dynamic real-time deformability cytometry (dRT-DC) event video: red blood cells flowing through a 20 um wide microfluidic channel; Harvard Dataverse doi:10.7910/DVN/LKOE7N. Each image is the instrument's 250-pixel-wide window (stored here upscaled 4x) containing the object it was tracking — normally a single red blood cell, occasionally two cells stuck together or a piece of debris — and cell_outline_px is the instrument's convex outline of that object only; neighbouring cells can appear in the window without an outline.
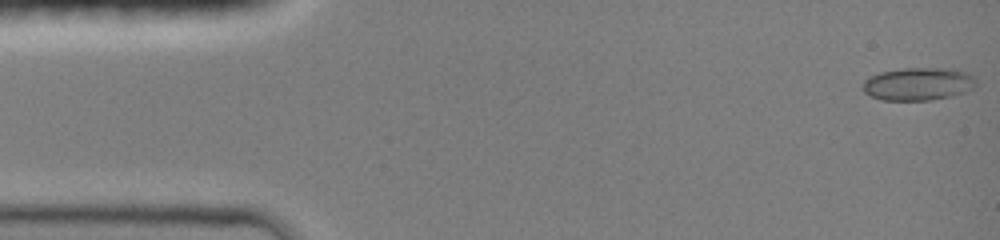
{"species": "common noctule bat (a hibernating species)", "species_latin": "Nyctalus noctula", "temperature_condition": "room temperature", "stored_images_in_passage": 7, "camera_frame_rate_fps": 3000, "um_per_image_px": 0.085, "animal": {"sex": "female", "body_mass_g": 19.0, "forearm_length_mm": 51.5}, "frame": {"image": 1, "passage_image": 1, "time_ms": 0.0, "image_size_px": [1000, 240], "cell_outline_px": [[976, 84], [972, 88], [964, 92], [952, 96], [932, 100], [880, 100], [864, 92], [864, 80], [868, 76], [880, 72], [904, 68], [956, 68], [968, 72], [972, 76]], "centroid_in_image_um": [78.05, 7.12], "position_along_channel_um": 6.9, "area_um2": 21.79}}